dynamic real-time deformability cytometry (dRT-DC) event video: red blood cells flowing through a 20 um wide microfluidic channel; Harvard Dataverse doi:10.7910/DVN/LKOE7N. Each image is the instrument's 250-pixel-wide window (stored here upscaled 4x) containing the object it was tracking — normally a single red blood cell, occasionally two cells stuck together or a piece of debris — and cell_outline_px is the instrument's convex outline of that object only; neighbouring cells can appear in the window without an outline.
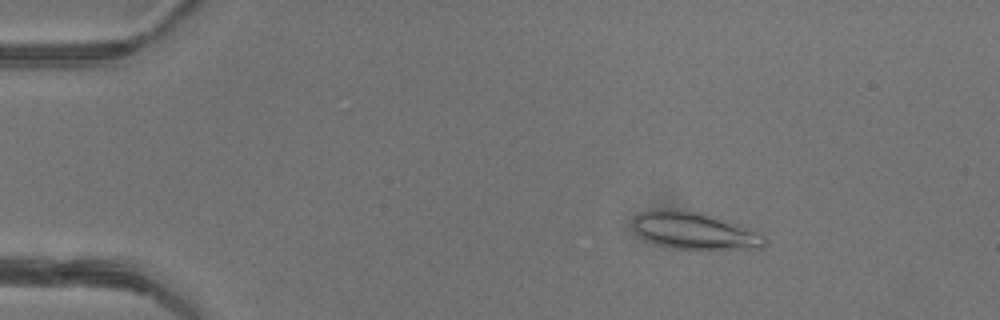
{"species": "common noctule bat (a hibernating species)", "species_latin": "Nyctalus noctula", "temperature_condition": "warm", "stored_images_in_passage": 46, "camera_frame_rate_fps": 3000, "um_per_image_px": 0.085, "animal": {"sex": "female"}, "frame": {"image": 1, "passage_image": 6, "time_ms": 1.667, "image_size_px": [1000, 320], "cell_outline_px": [[768, 240], [764, 248], [672, 248], [644, 240], [636, 232], [632, 224], [632, 220], [640, 212], [652, 208], [676, 208], [708, 212], [764, 236]], "centroid_in_image_um": [58.95, 19.56], "position_along_channel_um": 26.0, "area_um2": 28.67}}
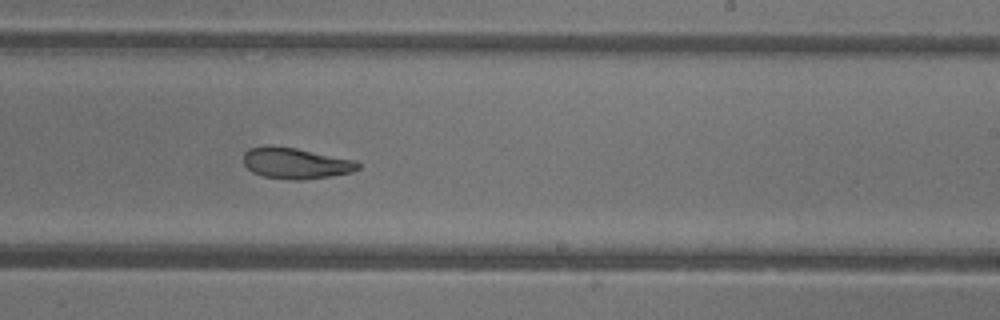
{"frame": {"image": 2, "passage_image": 28, "time_ms": 9.0, "image_size_px": [1000, 320], "cell_outline_px": [[360, 168], [352, 172], [332, 176], [300, 180], [288, 180], [264, 176], [252, 172], [244, 164], [244, 152], [248, 148], [264, 144], [272, 144], [296, 148], [356, 160], [360, 164]], "centroid_in_image_um": [25.11, 13.85], "position_along_channel_um": 263.9, "area_um2": 21.1}}
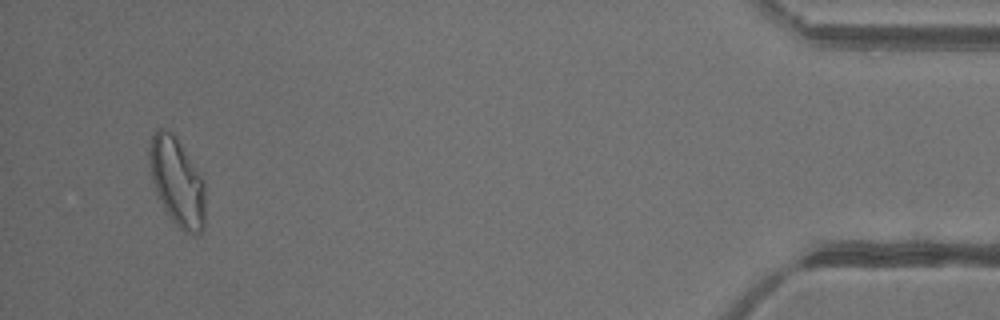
{"frame": {"image": 3, "passage_image": 44, "time_ms": 14.333, "image_size_px": [1000, 320], "cell_outline_px": [[204, 228], [196, 236], [192, 236], [184, 232], [172, 220], [164, 208], [156, 192], [152, 180], [148, 164], [148, 148], [152, 132], [156, 128], [168, 128], [176, 136], [204, 180]], "centroid_in_image_um": [15.02, 15.41], "position_along_channel_um": 420.2, "area_um2": 29.13}, "authors_computed_cell_mechanics": {"area_um2": 24.0448, "velocity_mm_per_s": 4.3361, "shape_relaxation_time_tau1_ms": null, "shape_relaxation_time_tau2_ms": 2.6223, "deformation_change_tau1": null, "deformation_change_tau2": 0.1002}}